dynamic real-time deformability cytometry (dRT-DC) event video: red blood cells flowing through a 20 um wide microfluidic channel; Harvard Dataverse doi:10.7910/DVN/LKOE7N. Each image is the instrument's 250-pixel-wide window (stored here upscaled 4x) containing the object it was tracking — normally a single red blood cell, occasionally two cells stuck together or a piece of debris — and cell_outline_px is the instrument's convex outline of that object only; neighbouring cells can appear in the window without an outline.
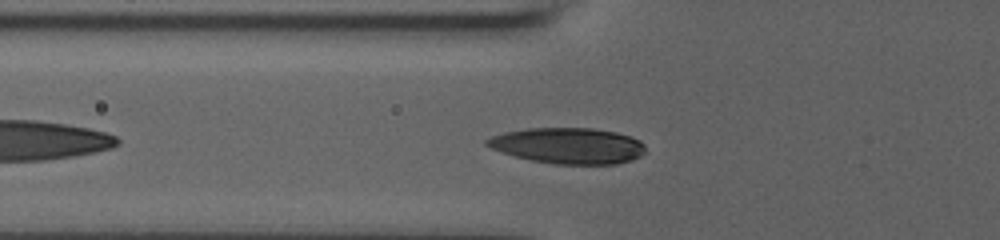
{"species": "human", "species_latin": "Homo sapiens", "temperature_condition": "room temperature", "stored_images_in_passage": 41, "camera_frame_rate_fps": 3000, "um_per_image_px": 0.085, "donor": {"sex": "male"}, "frame": {"image": 1, "passage_image": 6, "time_ms": 1.667, "image_size_px": [1000, 240], "cell_outline_px": [[644, 152], [640, 156], [632, 160], [616, 164], [552, 164], [532, 160], [516, 156], [492, 148], [484, 144], [484, 140], [492, 136], [504, 132], [528, 128], [592, 128], [616, 132], [632, 136], [640, 140], [644, 144]], "centroid_in_image_um": [48.31, 12.38], "position_along_channel_um": 77.5, "area_um2": 33.18}}
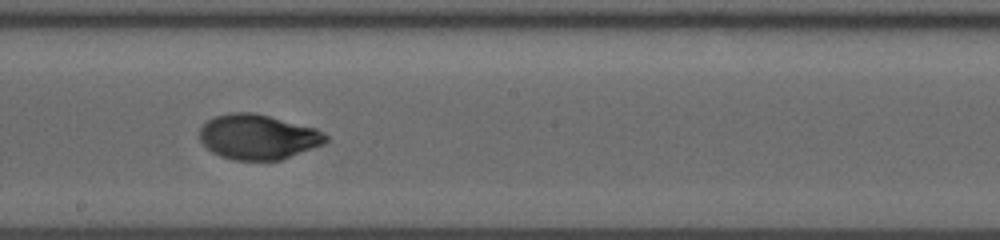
{"frame": {"image": 2, "passage_image": 18, "time_ms": 5.667, "image_size_px": [1000, 240], "cell_outline_px": [[328, 140], [324, 144], [280, 160], [232, 160], [220, 156], [212, 152], [200, 140], [200, 128], [208, 120], [216, 116], [232, 112], [252, 112], [316, 128], [324, 132], [328, 136]], "centroid_in_image_um": [21.94, 11.64], "position_along_channel_um": 226.3, "area_um2": 32.95}}
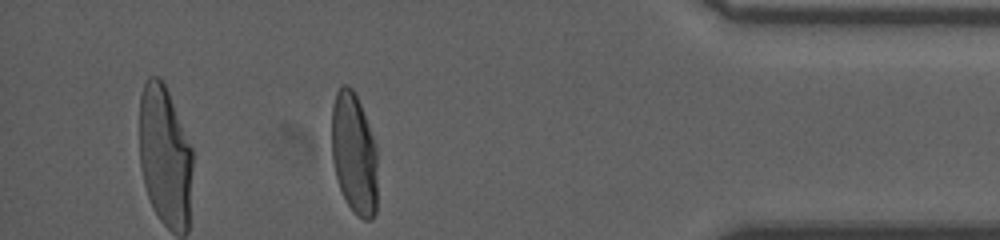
{"frame": {"image": 3, "passage_image": 35, "time_ms": 11.333, "image_size_px": [1000, 240], "cell_outline_px": [[376, 212], [372, 220], [364, 220], [348, 204], [340, 188], [336, 176], [332, 160], [332, 108], [336, 92], [340, 84], [348, 84], [352, 88], [360, 104], [376, 144]], "centroid_in_image_um": [30.09, 13.02], "position_along_channel_um": 405.1, "area_um2": 32.25}, "authors_computed_cell_mechanics": {"area_um2": 32.946, "velocity_mm_per_s": 3.7247, "shape_relaxation_time_tau1_ms": 4.3655, "shape_relaxation_time_tau2_ms": null, "deformation_change_tau1": 0.1873, "deformation_change_tau2": null}}